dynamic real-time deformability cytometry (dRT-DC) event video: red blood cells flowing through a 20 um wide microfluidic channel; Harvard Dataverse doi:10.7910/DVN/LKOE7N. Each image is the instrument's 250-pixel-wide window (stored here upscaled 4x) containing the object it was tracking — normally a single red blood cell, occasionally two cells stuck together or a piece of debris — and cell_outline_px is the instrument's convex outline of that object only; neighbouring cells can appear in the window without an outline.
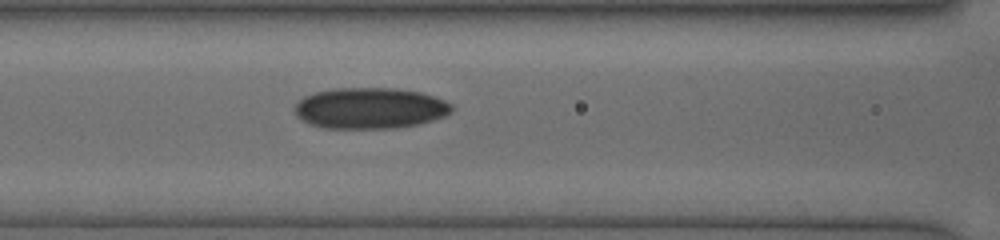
{"species": "human", "species_latin": "Homo sapiens", "temperature_condition": "cold", "stored_images_in_passage": 4, "camera_frame_rate_fps": 3000, "um_per_image_px": 0.085, "donor": {"sex": "female"}, "frame": {"image": 1, "passage_image": 4, "time_ms": 1.667, "image_size_px": [1000, 240], "cell_outline_px": [[452, 112], [444, 116], [432, 120], [416, 124], [396, 128], [324, 128], [308, 124], [300, 120], [296, 116], [292, 108], [304, 96], [316, 92], [332, 88], [396, 88], [420, 92], [444, 100], [452, 104]], "centroid_in_image_um": [31.4, 9.19], "position_along_channel_um": 135.2, "area_um2": 37.74}}